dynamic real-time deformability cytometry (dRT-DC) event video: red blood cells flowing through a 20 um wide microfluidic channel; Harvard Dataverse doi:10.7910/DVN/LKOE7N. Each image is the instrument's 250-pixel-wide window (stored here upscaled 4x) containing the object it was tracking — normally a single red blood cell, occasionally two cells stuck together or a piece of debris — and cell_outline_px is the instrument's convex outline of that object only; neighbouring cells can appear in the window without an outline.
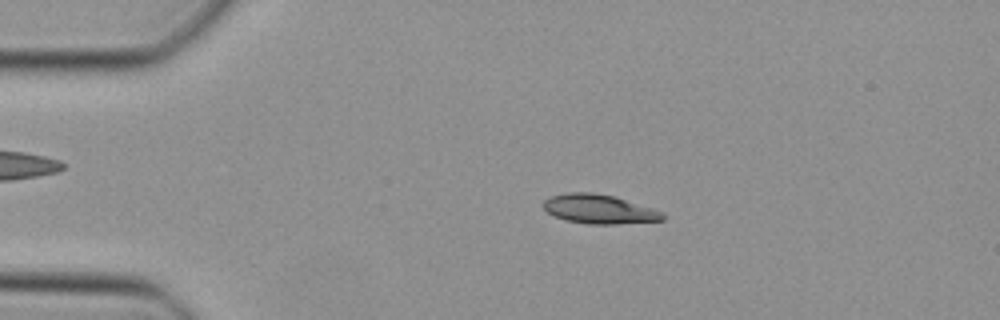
{"species": "Egyptian fruit bat (a non-hibernating species)", "species_latin": "Rousettus aegyptiacus", "temperature_condition": "cold", "stored_images_in_passage": 46, "camera_frame_rate_fps": 3000, "um_per_image_px": 0.085, "animal": {"sex": "female"}, "frame": {"image": 1, "passage_image": 9, "time_ms": 2.667, "image_size_px": [1000, 320], "cell_outline_px": [[668, 216], [664, 220], [616, 224], [588, 224], [568, 220], [556, 216], [548, 212], [544, 208], [544, 200], [552, 196], [568, 192], [592, 192], [612, 196], [652, 208], [664, 212]], "centroid_in_image_um": [50.97, 17.78], "position_along_channel_um": 34.0, "area_um2": 20.06}}
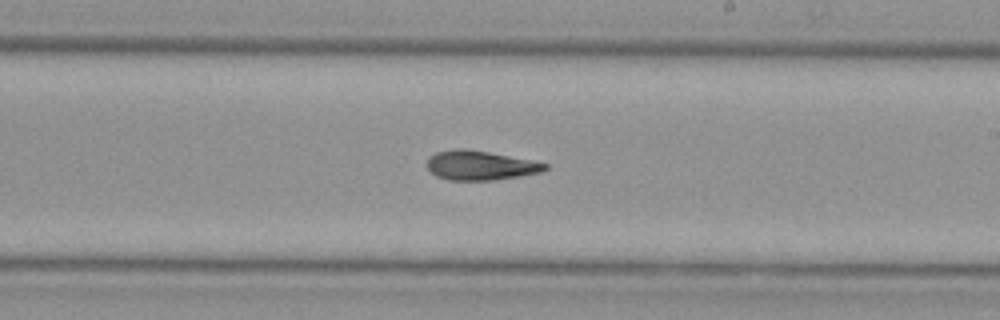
{"frame": {"image": 2, "passage_image": 27, "time_ms": 8.667, "image_size_px": [1000, 320], "cell_outline_px": [[548, 168], [540, 172], [520, 176], [496, 180], [448, 180], [436, 176], [428, 168], [428, 156], [436, 152], [456, 148], [464, 148], [488, 152], [532, 160], [548, 164]], "centroid_in_image_um": [40.81, 14.06], "position_along_channel_um": 248.2, "area_um2": 20.17}}
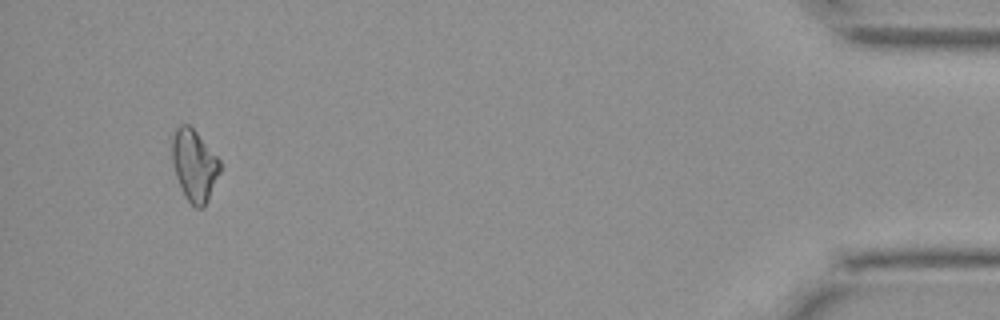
{"frame": {"image": 3, "passage_image": 44, "time_ms": 14.333, "image_size_px": [1000, 320], "cell_outline_px": [[220, 172], [208, 200], [200, 208], [196, 208], [184, 196], [176, 176], [172, 160], [168, 136], [180, 124], [188, 124], [196, 132], [220, 160]], "centroid_in_image_um": [16.46, 13.99], "position_along_channel_um": 418.7, "area_um2": 20.17}}